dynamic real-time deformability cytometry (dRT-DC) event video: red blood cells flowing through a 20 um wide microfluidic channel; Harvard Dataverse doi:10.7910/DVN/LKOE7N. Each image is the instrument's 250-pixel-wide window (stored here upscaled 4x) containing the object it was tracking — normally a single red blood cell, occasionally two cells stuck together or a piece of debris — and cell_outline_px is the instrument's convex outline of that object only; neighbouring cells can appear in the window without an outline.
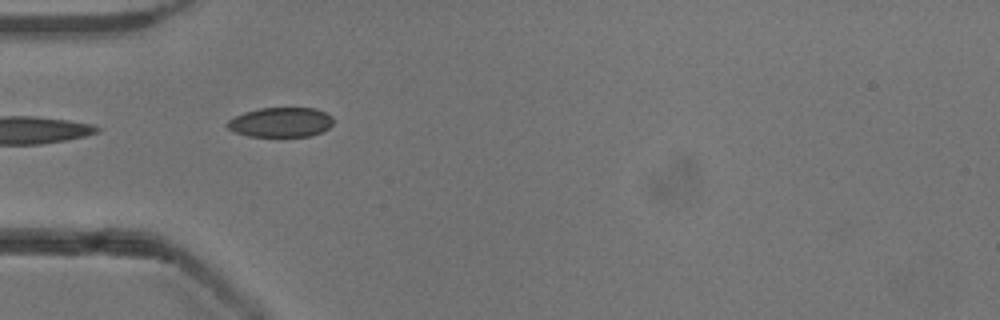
{"species": "common noctule bat (a hibernating species)", "species_latin": "Nyctalus noctula", "temperature_condition": "cold", "stored_images_in_passage": 37, "camera_frame_rate_fps": 3000, "um_per_image_px": 0.085, "animal": {"sex": "male", "body_mass_g": 13.3}, "frame": {"image": 1, "passage_image": 1, "time_ms": 0.0, "image_size_px": [1000, 320], "cell_outline_px": [[332, 124], [328, 128], [320, 132], [308, 136], [248, 136], [236, 132], [228, 128], [224, 124], [228, 120], [244, 112], [260, 108], [316, 108], [332, 116]], "centroid_in_image_um": [23.84, 10.38], "position_along_channel_um": 61.2, "area_um2": 18.21}}
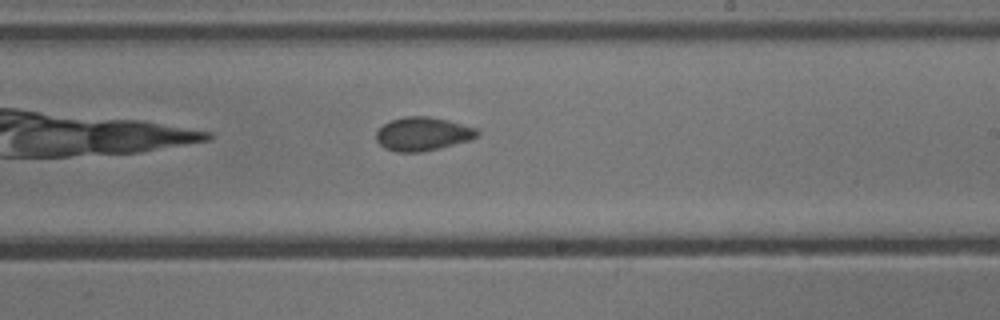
{"frame": {"image": 2, "passage_image": 16, "time_ms": 5.0, "image_size_px": [1000, 320], "cell_outline_px": [[480, 132], [472, 140], [440, 148], [420, 152], [396, 152], [384, 148], [376, 140], [376, 132], [384, 124], [392, 120], [404, 116], [428, 116], [448, 120], [476, 128]], "centroid_in_image_um": [35.94, 11.39], "position_along_channel_um": 253.1, "area_um2": 19.83}}
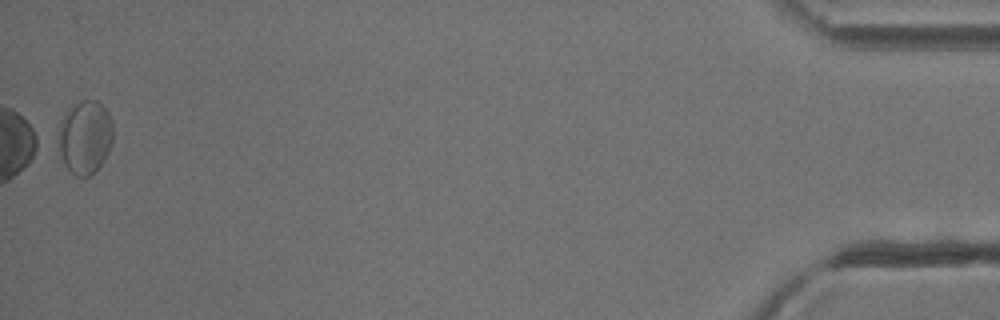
{"frame": {"image": 3, "passage_image": 37, "time_ms": 12.0, "image_size_px": [1000, 320], "cell_outline_px": [[112, 144], [104, 160], [96, 172], [88, 176], [76, 176], [64, 164], [52, 136], [64, 112], [80, 100], [96, 100], [108, 112], [112, 120]], "centroid_in_image_um": [7.15, 11.65], "position_along_channel_um": 428.1, "area_um2": 24.33}, "authors_computed_cell_mechanics": {"area_um2": 19.8254, "velocity_mm_per_s": 3.8769, "shape_relaxation_time_tau1_ms": 10.699, "shape_relaxation_time_tau2_ms": 3.0486, "deformation_change_tau1": 0.0799, "deformation_change_tau2": 0.064}}